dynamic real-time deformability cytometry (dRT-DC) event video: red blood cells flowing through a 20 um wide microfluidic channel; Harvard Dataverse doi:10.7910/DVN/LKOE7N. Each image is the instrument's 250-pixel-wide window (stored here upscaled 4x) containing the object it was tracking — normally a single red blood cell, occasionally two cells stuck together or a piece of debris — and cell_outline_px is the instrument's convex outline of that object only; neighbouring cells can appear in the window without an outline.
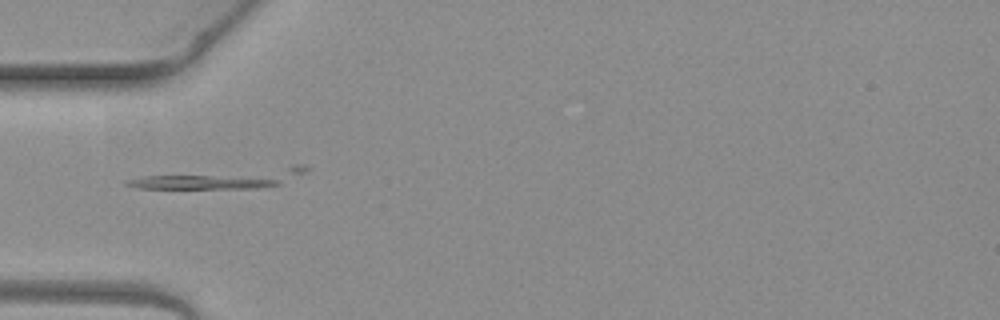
{"species": "common noctule bat (a hibernating species)", "species_latin": "Nyctalus noctula", "temperature_condition": "warm", "stored_images_in_passage": 6, "camera_frame_rate_fps": 3000, "um_per_image_px": 0.085, "animal": {"sex": "female", "body_mass_g": 19.3, "forearm_length_mm": 54.1}, "frame": {"image": 1, "passage_image": 4, "time_ms": 1.0, "image_size_px": [1000, 320], "cell_outline_px": [[308, 168], [304, 172], [280, 184], [264, 188], [140, 188], [124, 184], [124, 180], [140, 176], [296, 164], [304, 164]], "centroid_in_image_um": [18.84, 15.14], "position_along_channel_um": 66.2, "area_um2": 20.75}}
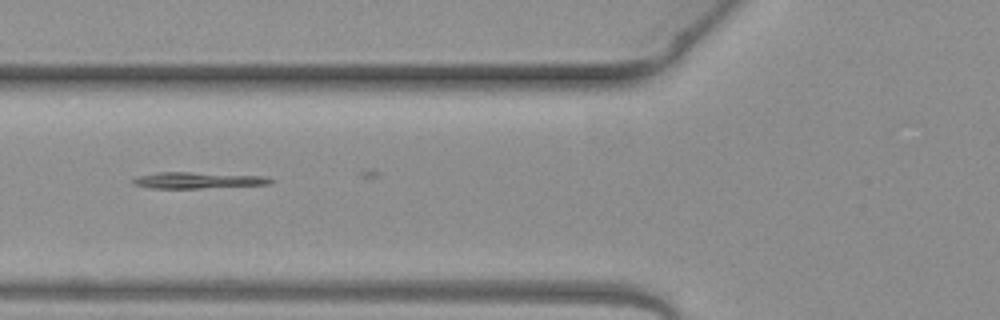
{"frame": {"image": 2, "passage_image": 5, "time_ms": 1.333, "image_size_px": [1000, 320], "cell_outline_px": [[276, 180], [268, 184], [200, 188], [152, 188], [132, 184], [132, 180], [136, 176], [160, 172], [188, 172], [268, 176]], "centroid_in_image_um": [16.82, 15.32], "position_along_channel_um": 109.0, "area_um2": 13.01}}